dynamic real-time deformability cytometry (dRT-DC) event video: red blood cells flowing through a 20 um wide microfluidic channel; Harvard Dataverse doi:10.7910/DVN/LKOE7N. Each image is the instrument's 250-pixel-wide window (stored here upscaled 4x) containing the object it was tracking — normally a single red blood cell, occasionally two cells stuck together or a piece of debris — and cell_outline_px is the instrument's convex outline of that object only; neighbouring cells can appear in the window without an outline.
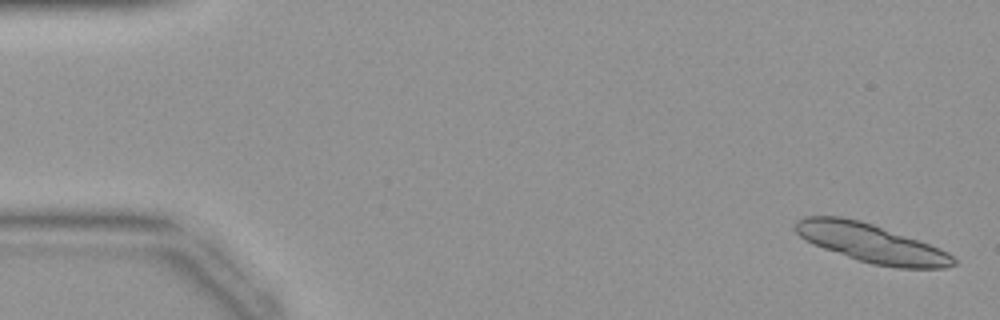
{"species": "common noctule bat (a hibernating species)", "species_latin": "Nyctalus noctula", "temperature_condition": "warm", "stored_images_in_passage": 39, "camera_frame_rate_fps": 3000, "um_per_image_px": 0.085, "animal": {"sex": "female", "body_mass_g": 19.9}, "frame": {"image": 1, "passage_image": 1, "time_ms": 0.0, "image_size_px": [1000, 320], "cell_outline_px": [[956, 264], [944, 268], [896, 268], [872, 264], [812, 244], [804, 240], [792, 228], [796, 220], [804, 216], [840, 216], [860, 220], [872, 224], [940, 248], [948, 252], [956, 260]], "centroid_in_image_um": [74.01, 20.66], "position_along_channel_um": 11.0, "area_um2": 35.32}}
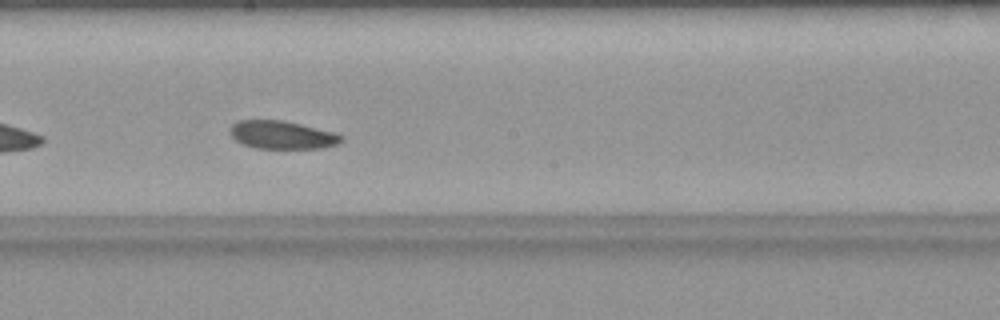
{"frame": {"image": 2, "passage_image": 24, "time_ms": 7.667, "image_size_px": [1000, 320], "cell_outline_px": [[344, 140], [336, 144], [324, 148], [256, 148], [244, 144], [236, 140], [228, 132], [228, 128], [236, 120], [284, 120], [336, 132], [344, 136]], "centroid_in_image_um": [23.98, 11.45], "position_along_channel_um": 224.2, "area_um2": 18.44}}
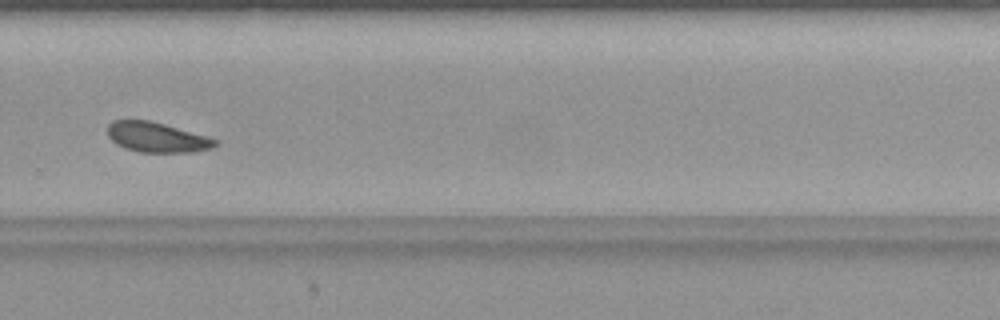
{"frame": {"image": 3, "passage_image": 30, "time_ms": 9.667, "image_size_px": [1000, 320], "cell_outline_px": [[220, 144], [212, 148], [196, 152], [140, 152], [124, 148], [116, 144], [108, 136], [108, 124], [112, 120], [148, 120], [164, 124], [208, 136], [216, 140]], "centroid_in_image_um": [13.35, 11.67], "position_along_channel_um": 316.5, "area_um2": 18.9}}